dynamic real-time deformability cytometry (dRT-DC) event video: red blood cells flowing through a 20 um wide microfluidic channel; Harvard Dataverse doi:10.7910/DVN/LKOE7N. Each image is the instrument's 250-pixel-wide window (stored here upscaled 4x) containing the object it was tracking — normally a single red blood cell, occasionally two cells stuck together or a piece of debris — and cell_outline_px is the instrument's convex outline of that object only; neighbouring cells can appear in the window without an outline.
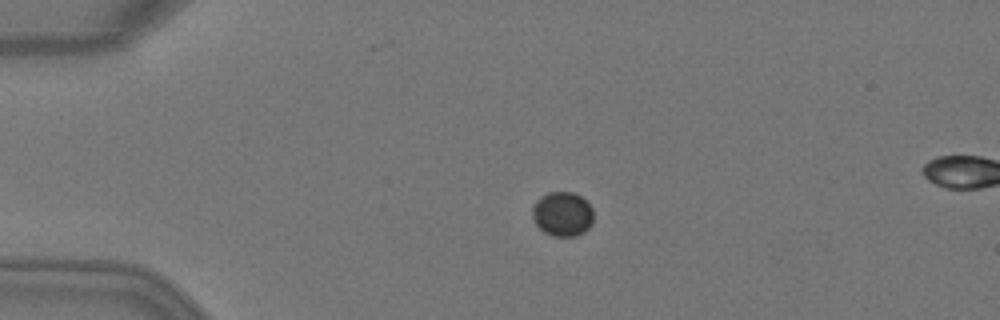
{"species": "Egyptian fruit bat (a non-hibernating species)", "species_latin": "Rousettus aegyptiacus", "temperature_condition": "warm", "stored_images_in_passage": 5, "segment_of_instrument_passage": [1, 2], "camera_frame_rate_fps": 3000, "um_per_image_px": 0.085, "animal": {"sex": "female"}, "frame": {"image": 1, "passage_image": 3, "time_ms": 0.667, "image_size_px": [1000, 320], "cell_outline_px": [[592, 224], [584, 232], [576, 236], [552, 236], [544, 232], [536, 224], [532, 216], [532, 208], [536, 200], [540, 196], [548, 192], [572, 192], [580, 196], [592, 208]], "centroid_in_image_um": [47.79, 18.19], "position_along_channel_um": 37.2, "area_um2": 15.84}}